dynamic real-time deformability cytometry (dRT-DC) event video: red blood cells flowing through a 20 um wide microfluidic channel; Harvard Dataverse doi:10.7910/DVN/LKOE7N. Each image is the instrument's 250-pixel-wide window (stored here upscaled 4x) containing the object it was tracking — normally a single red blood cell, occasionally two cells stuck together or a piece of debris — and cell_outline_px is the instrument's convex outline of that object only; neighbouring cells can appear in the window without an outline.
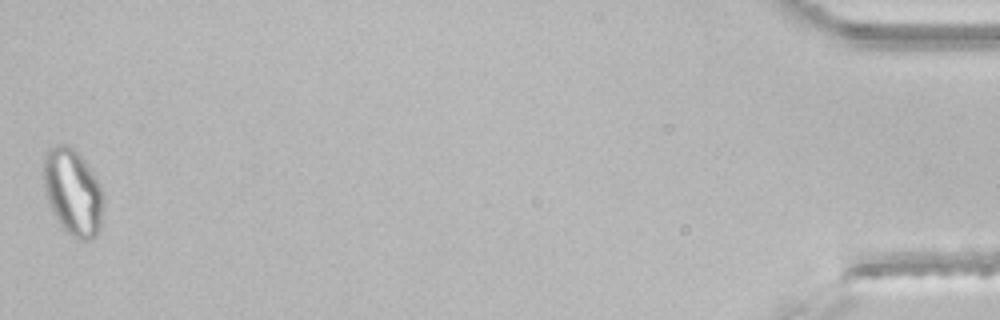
{"species": "common noctule bat (a hibernating species)", "species_latin": "Nyctalus noctula", "temperature_condition": "room temperature", "stored_images_in_passage": 43, "segment_of_instrument_passage": [2, 2], "camera_frame_rate_fps": 3000, "um_per_image_px": 0.085, "animal": {"sex": "male", "body_mass_g": 21.5, "forearm_length_mm": 52.0}, "frame": {"image": 1, "passage_image": 42, "time_ms": 13.667, "image_size_px": [1000, 320], "cell_outline_px": [[104, 204], [100, 228], [96, 236], [92, 240], [76, 240], [60, 224], [48, 200], [44, 188], [44, 156], [48, 148], [56, 144], [68, 144], [76, 148], [100, 184], [104, 192]], "centroid_in_image_um": [6.23, 16.31], "position_along_channel_um": 429.0, "area_um2": 30.4}}